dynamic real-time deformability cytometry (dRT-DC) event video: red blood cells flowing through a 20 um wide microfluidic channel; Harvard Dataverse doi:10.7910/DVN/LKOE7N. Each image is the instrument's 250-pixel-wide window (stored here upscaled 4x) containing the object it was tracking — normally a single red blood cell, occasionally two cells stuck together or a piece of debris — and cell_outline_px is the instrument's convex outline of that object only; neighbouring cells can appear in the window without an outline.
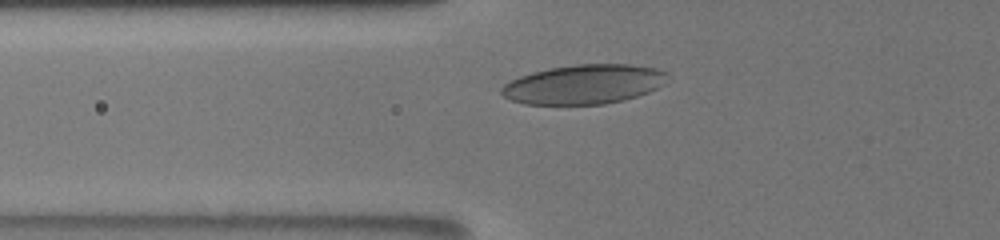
{"species": "human", "species_latin": "Homo sapiens", "temperature_condition": "room temperature", "stored_images_in_passage": 40, "camera_frame_rate_fps": 3000, "um_per_image_px": 0.085, "donor": {"sex": "male"}, "frame": {"image": 1, "passage_image": 6, "time_ms": 1.667, "image_size_px": [1000, 240], "cell_outline_px": [[668, 72], [664, 84], [648, 92], [624, 100], [604, 104], [524, 104], [512, 100], [504, 96], [500, 92], [500, 88], [504, 84], [520, 76], [532, 72], [548, 68], [572, 64], [632, 64], [656, 68]], "centroid_in_image_um": [49.63, 7.15], "position_along_channel_um": 76.2, "area_um2": 38.21}}
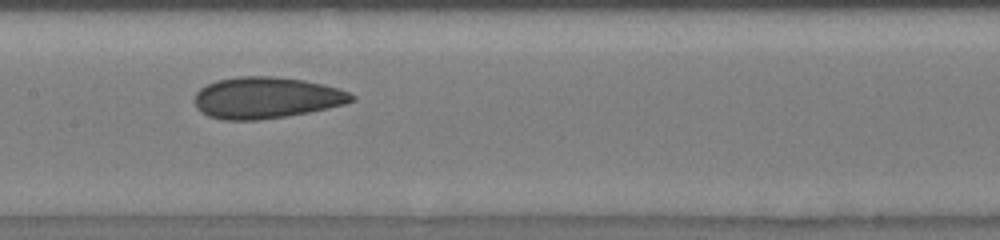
{"frame": {"image": 2, "passage_image": 19, "time_ms": 4.667, "image_size_px": [1000, 240], "cell_outline_px": [[356, 100], [344, 104], [328, 108], [308, 112], [284, 116], [256, 120], [224, 120], [208, 116], [200, 112], [196, 108], [196, 92], [200, 88], [216, 80], [240, 76], [272, 76], [304, 80], [324, 84], [348, 92], [356, 96]], "centroid_in_image_um": [22.63, 8.3], "position_along_channel_um": 184.8, "area_um2": 37.8}}
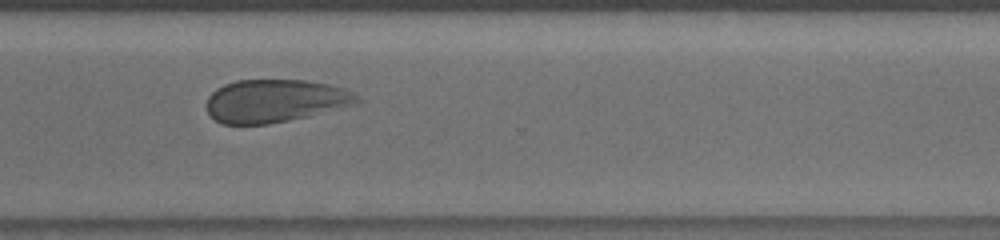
{"frame": {"image": 3, "passage_image": 31, "time_ms": 9.0, "image_size_px": [1000, 240], "cell_outline_px": [[360, 104], [308, 116], [268, 124], [220, 124], [208, 112], [204, 104], [208, 96], [216, 88], [224, 84], [236, 80], [308, 80], [328, 84], [344, 88], [352, 92], [360, 100]], "centroid_in_image_um": [23.37, 8.57], "position_along_channel_um": 347.2, "area_um2": 37.92}, "authors_computed_cell_mechanics": {"area_um2": 38.1191, "velocity_mm_per_s": 3.7553, "shape_relaxation_time_tau1_ms": 2.9348, "shape_relaxation_time_tau2_ms": 2.5416, "deformation_change_tau1": 0.0532, "deformation_change_tau2": 0.0567}}